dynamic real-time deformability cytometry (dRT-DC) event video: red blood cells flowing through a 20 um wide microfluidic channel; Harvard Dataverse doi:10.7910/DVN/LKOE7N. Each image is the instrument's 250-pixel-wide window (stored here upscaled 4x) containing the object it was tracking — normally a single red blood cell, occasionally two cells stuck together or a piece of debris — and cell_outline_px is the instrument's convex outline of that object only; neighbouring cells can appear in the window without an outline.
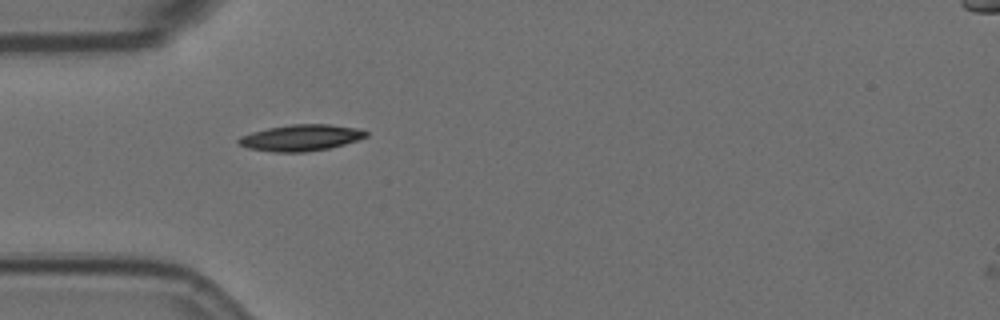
{"species": "Egyptian fruit bat (a non-hibernating species)", "species_latin": "Rousettus aegyptiacus", "temperature_condition": "room temperature", "stored_images_in_passage": 2, "camera_frame_rate_fps": 3000, "um_per_image_px": 0.085, "animal": {"sex": "female"}, "frame": {"image": 1, "passage_image": 1, "time_ms": 0.0, "image_size_px": [1000, 320], "cell_outline_px": [[368, 136], [344, 144], [328, 148], [304, 152], [272, 152], [248, 148], [236, 144], [236, 140], [240, 136], [252, 132], [268, 128], [292, 124], [328, 124], [360, 128], [368, 132]], "centroid_in_image_um": [25.55, 11.7], "position_along_channel_um": 59.5, "area_um2": 19.59}}